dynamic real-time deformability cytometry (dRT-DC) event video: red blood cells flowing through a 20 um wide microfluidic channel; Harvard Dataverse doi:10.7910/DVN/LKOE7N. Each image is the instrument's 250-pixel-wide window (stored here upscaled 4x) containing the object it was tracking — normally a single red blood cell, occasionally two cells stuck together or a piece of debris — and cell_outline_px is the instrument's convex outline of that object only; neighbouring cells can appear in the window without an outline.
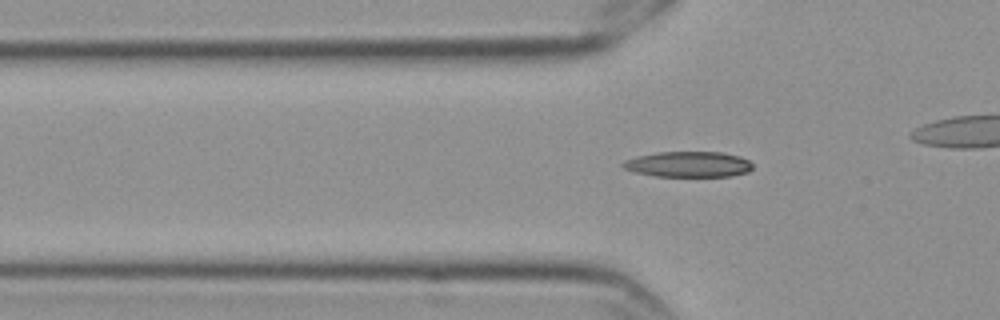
{"species": "Egyptian fruit bat (a non-hibernating species)", "species_latin": "Rousettus aegyptiacus", "temperature_condition": "cold", "stored_images_in_passage": 42, "camera_frame_rate_fps": 3000, "um_per_image_px": 0.085, "frame": {"image": 1, "passage_image": 7, "time_ms": 2.0, "image_size_px": [1000, 320], "cell_outline_px": [[752, 168], [748, 172], [732, 176], [652, 176], [632, 172], [624, 168], [620, 164], [624, 160], [636, 156], [656, 152], [720, 152], [740, 156], [748, 160], [752, 164]], "centroid_in_image_um": [58.47, 13.96], "position_along_channel_um": 67.3, "area_um2": 19.54}}
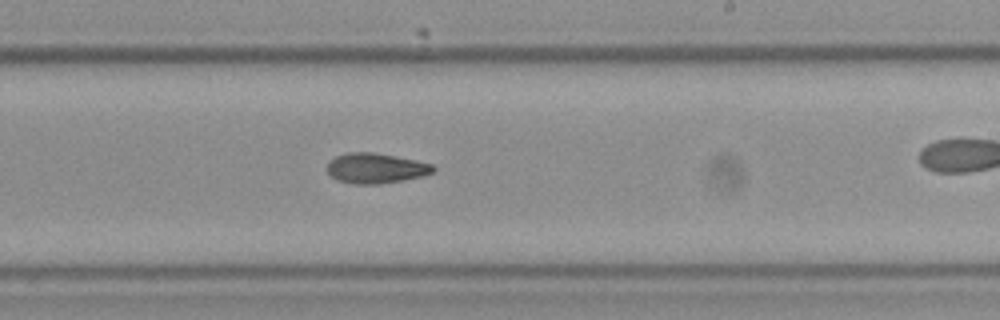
{"frame": {"image": 2, "passage_image": 23, "time_ms": 7.333, "image_size_px": [1000, 320], "cell_outline_px": [[436, 168], [432, 172], [420, 176], [380, 184], [352, 184], [336, 180], [328, 172], [328, 160], [336, 156], [348, 152], [372, 152], [396, 156], [416, 160], [432, 164]], "centroid_in_image_um": [31.9, 14.29], "position_along_channel_um": 257.1, "area_um2": 18.55}}
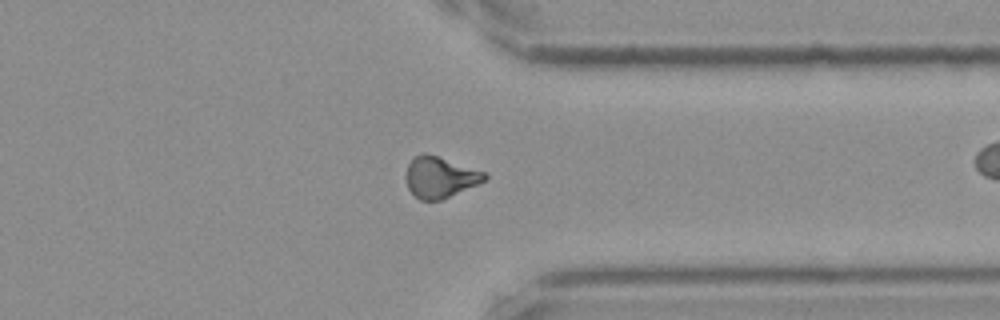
{"frame": {"image": 3, "passage_image": 33, "time_ms": 10.667, "image_size_px": [1000, 320], "cell_outline_px": [[488, 176], [484, 180], [476, 184], [440, 200], [420, 200], [408, 188], [408, 164], [416, 156], [424, 152], [488, 172]], "centroid_in_image_um": [37.44, 15.05], "position_along_channel_um": 374.0, "area_um2": 18.26}, "authors_computed_cell_mechanics": {"area_um2": 18.6983, "velocity_mm_per_s": 3.5651, "shape_relaxation_time_tau1_ms": 8.8406, "shape_relaxation_time_tau2_ms": 8.0481, "deformation_change_tau1": 0.2159, "deformation_change_tau2": 0.1615}}